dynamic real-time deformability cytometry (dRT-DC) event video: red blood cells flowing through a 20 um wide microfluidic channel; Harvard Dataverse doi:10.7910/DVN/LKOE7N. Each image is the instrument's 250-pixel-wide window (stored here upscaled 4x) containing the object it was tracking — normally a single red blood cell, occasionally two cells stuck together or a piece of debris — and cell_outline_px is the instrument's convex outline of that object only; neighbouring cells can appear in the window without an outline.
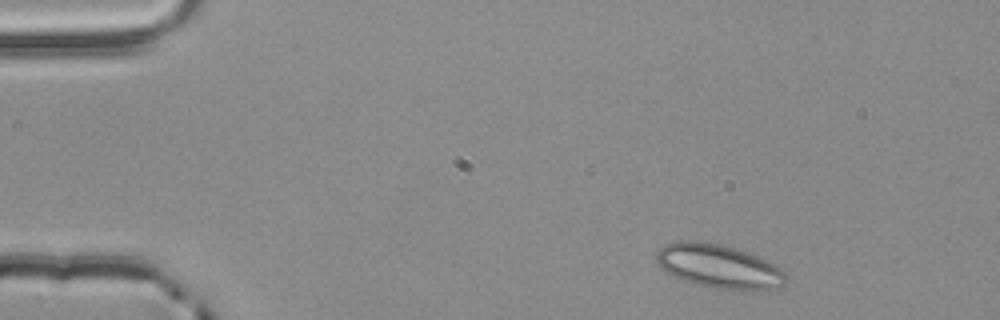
{"species": "common noctule bat (a hibernating species)", "species_latin": "Nyctalus noctula", "temperature_condition": "room temperature", "stored_images_in_passage": 3, "camera_frame_rate_fps": 3000, "um_per_image_px": 0.085, "animal": {"sex": "male", "body_mass_g": 20.4}, "frame": {"image": 1, "passage_image": 1, "time_ms": 0.0, "image_size_px": [1000, 320], "cell_outline_px": [[788, 280], [780, 288], [760, 292], [744, 292], [712, 288], [696, 284], [684, 280], [660, 268], [656, 260], [656, 252], [664, 244], [680, 240], [692, 240], [720, 244], [736, 248], [760, 256], [780, 268], [788, 276]], "centroid_in_image_um": [61.18, 22.67], "position_along_channel_um": 23.8, "area_um2": 33.99}}